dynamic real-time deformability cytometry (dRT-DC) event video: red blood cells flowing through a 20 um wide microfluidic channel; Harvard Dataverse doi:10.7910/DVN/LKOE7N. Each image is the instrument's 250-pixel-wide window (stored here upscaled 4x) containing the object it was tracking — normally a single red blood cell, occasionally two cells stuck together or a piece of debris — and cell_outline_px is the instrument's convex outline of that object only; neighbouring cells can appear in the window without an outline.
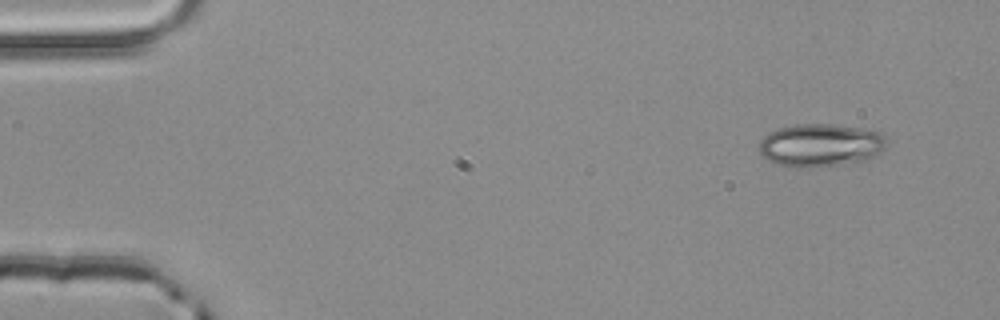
{"species": "common noctule bat (a hibernating species)", "species_latin": "Nyctalus noctula", "temperature_condition": "room temperature", "stored_images_in_passage": 3, "camera_frame_rate_fps": 3000, "um_per_image_px": 0.085, "animal": {"sex": "male", "body_mass_g": 20.4}, "frame": {"image": 1, "passage_image": 1, "time_ms": 0.0, "image_size_px": [1000, 320], "cell_outline_px": [[888, 140], [884, 148], [876, 156], [868, 160], [812, 168], [788, 168], [776, 164], [760, 156], [760, 140], [768, 132], [792, 124], [832, 124], [864, 128], [880, 132]], "centroid_in_image_um": [69.73, 12.35], "position_along_channel_um": 15.3, "area_um2": 32.54}}